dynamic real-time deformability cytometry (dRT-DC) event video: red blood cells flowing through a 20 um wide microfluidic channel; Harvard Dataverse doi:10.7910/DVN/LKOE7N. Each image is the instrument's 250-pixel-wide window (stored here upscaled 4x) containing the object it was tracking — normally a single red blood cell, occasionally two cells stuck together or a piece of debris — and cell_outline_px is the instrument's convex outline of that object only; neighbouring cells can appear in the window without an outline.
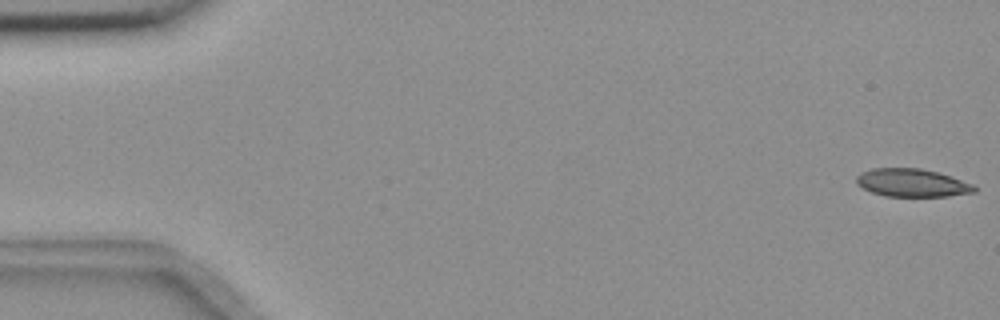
{"species": "common noctule bat (a hibernating species)", "species_latin": "Nyctalus noctula", "temperature_condition": "room temperature", "stored_images_in_passage": 55, "camera_frame_rate_fps": 3000, "um_per_image_px": 0.085, "animal": {"sex": "female", "body_mass_g": 18.4}, "frame": {"image": 1, "passage_image": 1, "time_ms": 0.0, "image_size_px": [1000, 320], "cell_outline_px": [[976, 192], [948, 196], [884, 196], [872, 192], [856, 184], [856, 176], [860, 172], [872, 168], [920, 168], [936, 172], [972, 184], [976, 188]], "centroid_in_image_um": [77.47, 15.54], "position_along_channel_um": 7.5, "area_um2": 19.07}}
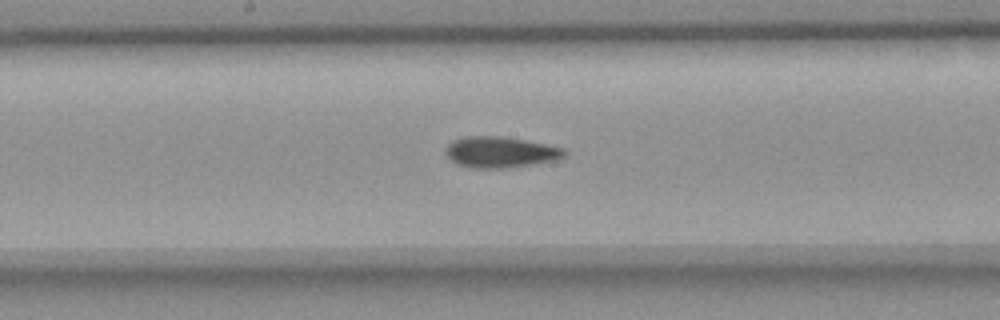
{"frame": {"image": 2, "passage_image": 29, "time_ms": 9.333, "image_size_px": [1000, 320], "cell_outline_px": [[568, 152], [560, 160], [504, 168], [472, 168], [456, 164], [448, 156], [444, 148], [452, 140], [464, 136], [500, 136], [524, 140], [564, 148]], "centroid_in_image_um": [42.53, 12.93], "position_along_channel_um": 205.7, "area_um2": 21.5}}
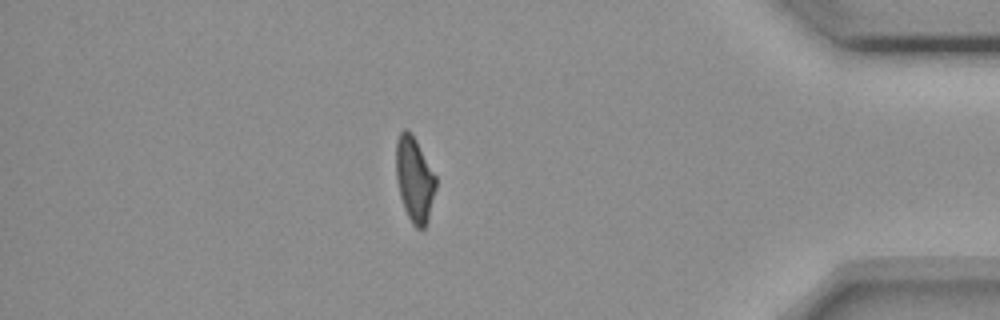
{"frame": {"image": 3, "passage_image": 48, "time_ms": 15.667, "image_size_px": [1000, 320], "cell_outline_px": [[436, 188], [428, 220], [424, 228], [416, 228], [412, 224], [404, 208], [400, 196], [396, 176], [396, 140], [400, 132], [404, 128], [408, 128], [412, 132], [436, 176]], "centroid_in_image_um": [35.22, 15.21], "position_along_channel_um": 400.0, "area_um2": 19.83}, "authors_computed_cell_mechanics": {"area_um2": 20.6924, "velocity_mm_per_s": 3.6666, "shape_relaxation_time_tau1_ms": null, "shape_relaxation_time_tau2_ms": 3.7841, "deformation_change_tau1": null, "deformation_change_tau2": 0.098}}